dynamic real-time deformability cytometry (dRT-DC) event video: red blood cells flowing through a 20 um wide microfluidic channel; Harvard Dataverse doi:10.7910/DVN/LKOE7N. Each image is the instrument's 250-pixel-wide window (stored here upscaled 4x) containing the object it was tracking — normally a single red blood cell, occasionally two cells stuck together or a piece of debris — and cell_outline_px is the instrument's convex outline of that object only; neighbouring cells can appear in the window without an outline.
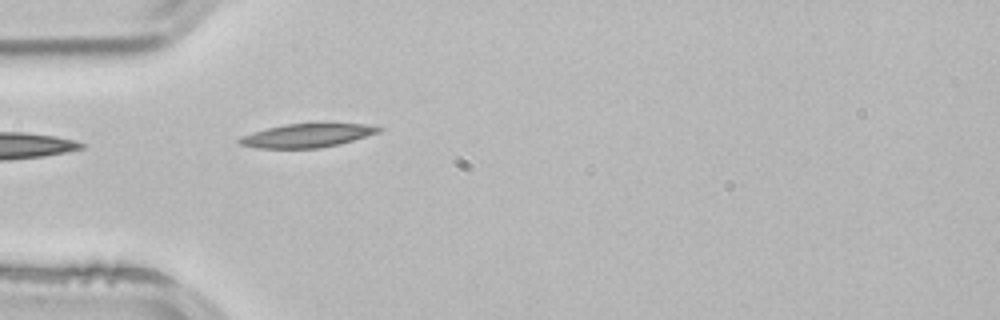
{"species": "common noctule bat (a hibernating species)", "species_latin": "Nyctalus noctula", "temperature_condition": "room temperature", "stored_images_in_passage": 5, "camera_frame_rate_fps": 3000, "um_per_image_px": 0.085, "animal": {"sex": "male", "body_mass_g": 21.5, "forearm_length_mm": 52.0}, "frame": {"image": 1, "passage_image": 1, "time_ms": 0.0, "image_size_px": [1000, 320], "cell_outline_px": [[384, 128], [380, 132], [340, 144], [320, 148], [256, 148], [240, 144], [236, 140], [240, 136], [252, 132], [284, 124], [364, 124]], "centroid_in_image_um": [26.07, 11.53], "position_along_channel_um": 58.9, "area_um2": 19.07}}